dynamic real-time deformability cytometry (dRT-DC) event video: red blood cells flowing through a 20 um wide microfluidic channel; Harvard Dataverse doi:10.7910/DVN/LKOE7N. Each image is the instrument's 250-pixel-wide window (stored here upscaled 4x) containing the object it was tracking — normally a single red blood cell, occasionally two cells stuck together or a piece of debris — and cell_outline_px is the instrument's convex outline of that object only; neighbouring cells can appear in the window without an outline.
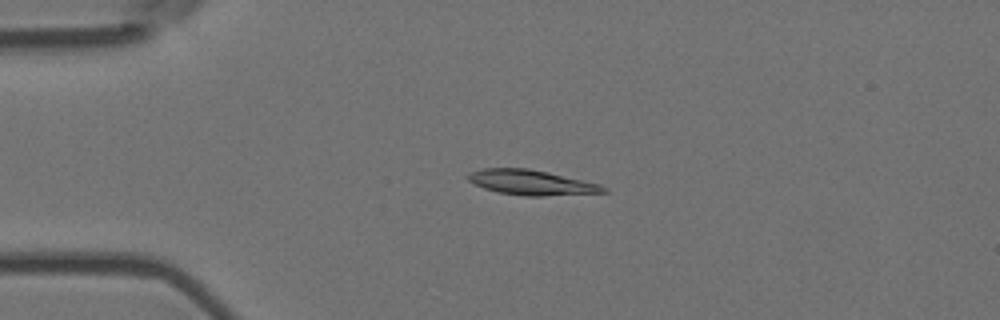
{"species": "Egyptian fruit bat (a non-hibernating species)", "species_latin": "Rousettus aegyptiacus", "temperature_condition": "room temperature", "stored_images_in_passage": 4, "camera_frame_rate_fps": 3000, "um_per_image_px": 0.085, "animal": {"sex": "female"}, "frame": {"image": 1, "passage_image": 3, "time_ms": 0.667, "image_size_px": [1000, 320], "cell_outline_px": [[608, 192], [544, 196], [524, 196], [500, 192], [484, 188], [468, 180], [468, 172], [480, 168], [528, 168], [548, 172], [600, 184], [608, 188]], "centroid_in_image_um": [45.18, 15.51], "position_along_channel_um": 39.8, "area_um2": 19.71}}